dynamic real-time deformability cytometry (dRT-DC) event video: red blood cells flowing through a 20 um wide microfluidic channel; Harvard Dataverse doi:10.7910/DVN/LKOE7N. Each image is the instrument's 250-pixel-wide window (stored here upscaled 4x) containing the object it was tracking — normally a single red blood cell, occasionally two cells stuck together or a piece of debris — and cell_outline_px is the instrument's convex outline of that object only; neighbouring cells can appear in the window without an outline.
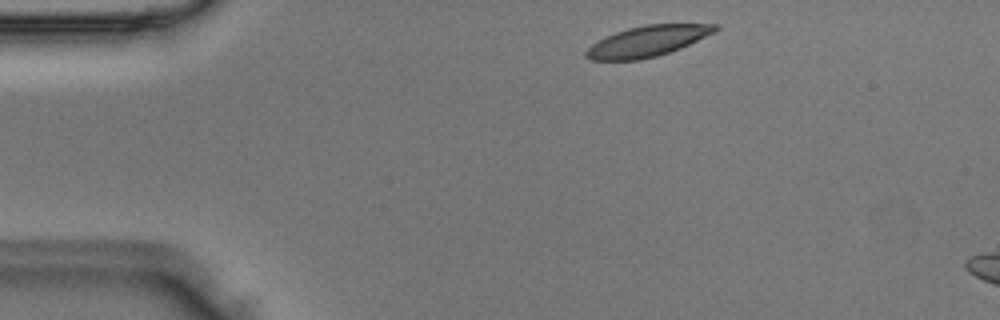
{"species": "Egyptian fruit bat (a non-hibernating species)", "species_latin": "Rousettus aegyptiacus", "temperature_condition": "room temperature", "stored_images_in_passage": 3, "camera_frame_rate_fps": 3000, "um_per_image_px": 0.085, "animal": {"sex": "male"}, "frame": {"image": 1, "passage_image": 1, "time_ms": 0.0, "image_size_px": [1000, 320], "cell_outline_px": [[720, 28], [716, 32], [680, 48], [656, 56], [640, 60], [592, 60], [584, 56], [584, 52], [592, 44], [616, 32], [628, 28], [644, 24], [716, 24]], "centroid_in_image_um": [55.05, 3.5], "position_along_channel_um": 30.0, "area_um2": 22.95}}